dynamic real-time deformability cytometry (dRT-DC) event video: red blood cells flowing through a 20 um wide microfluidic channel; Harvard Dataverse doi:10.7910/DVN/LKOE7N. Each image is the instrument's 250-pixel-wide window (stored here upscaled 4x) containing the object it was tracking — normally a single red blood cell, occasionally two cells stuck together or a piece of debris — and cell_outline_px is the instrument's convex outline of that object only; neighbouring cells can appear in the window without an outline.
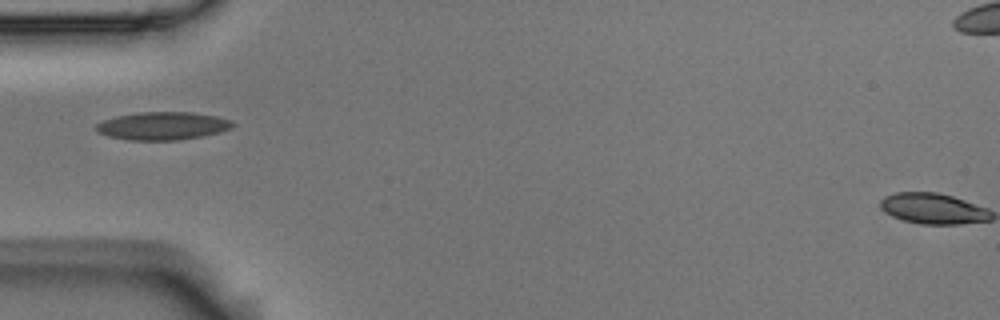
{"species": "Egyptian fruit bat (a non-hibernating species)", "species_latin": "Rousettus aegyptiacus", "temperature_condition": "room temperature", "stored_images_in_passage": 5, "camera_frame_rate_fps": 3000, "um_per_image_px": 0.085, "animal": {"sex": "male"}, "frame": {"image": 1, "passage_image": 5, "time_ms": 1.333, "image_size_px": [1000, 320], "cell_outline_px": [[236, 124], [232, 128], [220, 132], [180, 140], [128, 140], [108, 136], [96, 132], [96, 124], [104, 120], [116, 116], [140, 112], [192, 112], [216, 116], [232, 120]], "centroid_in_image_um": [13.84, 10.7], "position_along_channel_um": 71.2, "area_um2": 22.31}}